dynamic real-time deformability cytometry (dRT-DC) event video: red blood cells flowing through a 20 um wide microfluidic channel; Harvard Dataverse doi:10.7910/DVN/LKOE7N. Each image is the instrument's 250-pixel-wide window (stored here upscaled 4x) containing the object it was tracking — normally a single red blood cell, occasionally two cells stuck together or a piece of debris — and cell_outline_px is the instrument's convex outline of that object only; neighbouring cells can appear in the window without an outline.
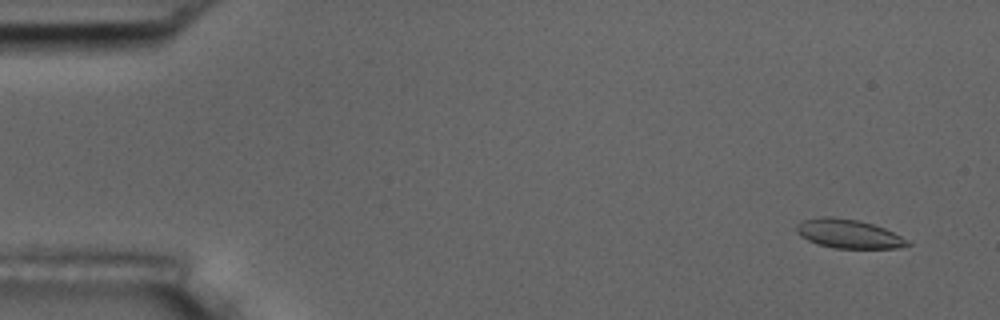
{"species": "common noctule bat (a hibernating species)", "species_latin": "Nyctalus noctula", "temperature_condition": "room temperature", "stored_images_in_passage": 56, "camera_frame_rate_fps": 3000, "um_per_image_px": 0.085, "animal": {"sex": "male", "body_mass_g": 17.5, "forearm_length_mm": 52.3}, "frame": {"image": 1, "passage_image": 4, "time_ms": 1.0, "image_size_px": [1000, 320], "cell_outline_px": [[912, 244], [896, 248], [832, 248], [816, 244], [800, 236], [796, 232], [796, 224], [800, 220], [820, 216], [832, 216], [860, 220], [884, 228], [908, 240]], "centroid_in_image_um": [72.06, 19.86], "position_along_channel_um": 12.9, "area_um2": 18.9}}
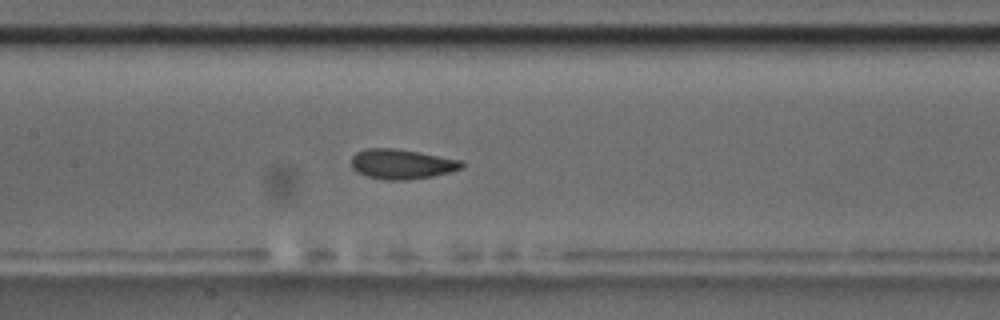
{"frame": {"image": 2, "passage_image": 27, "time_ms": 8.667, "image_size_px": [1000, 320], "cell_outline_px": [[464, 168], [432, 176], [408, 180], [384, 180], [368, 176], [356, 172], [352, 168], [352, 156], [356, 152], [368, 148], [396, 148], [464, 160]], "centroid_in_image_um": [34.17, 13.94], "position_along_channel_um": 173.2, "area_um2": 19.36}}
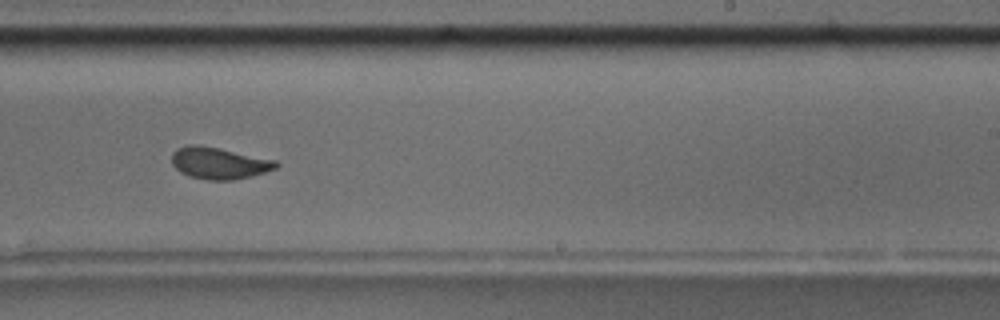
{"frame": {"image": 3, "passage_image": 35, "time_ms": 11.333, "image_size_px": [1000, 320], "cell_outline_px": [[280, 164], [276, 168], [252, 176], [232, 180], [208, 180], [192, 176], [180, 172], [172, 164], [172, 152], [188, 144], [200, 144], [220, 148], [276, 160]], "centroid_in_image_um": [18.63, 13.85], "position_along_channel_um": 270.4, "area_um2": 19.25}, "authors_computed_cell_mechanics": {"area_um2": 19.1896, "velocity_mm_per_s": 3.6549, "shape_relaxation_time_tau1_ms": 3.7583, "shape_relaxation_time_tau2_ms": 0.8039, "deformation_change_tau1": 0.1225, "deformation_change_tau2": 0.0614}}